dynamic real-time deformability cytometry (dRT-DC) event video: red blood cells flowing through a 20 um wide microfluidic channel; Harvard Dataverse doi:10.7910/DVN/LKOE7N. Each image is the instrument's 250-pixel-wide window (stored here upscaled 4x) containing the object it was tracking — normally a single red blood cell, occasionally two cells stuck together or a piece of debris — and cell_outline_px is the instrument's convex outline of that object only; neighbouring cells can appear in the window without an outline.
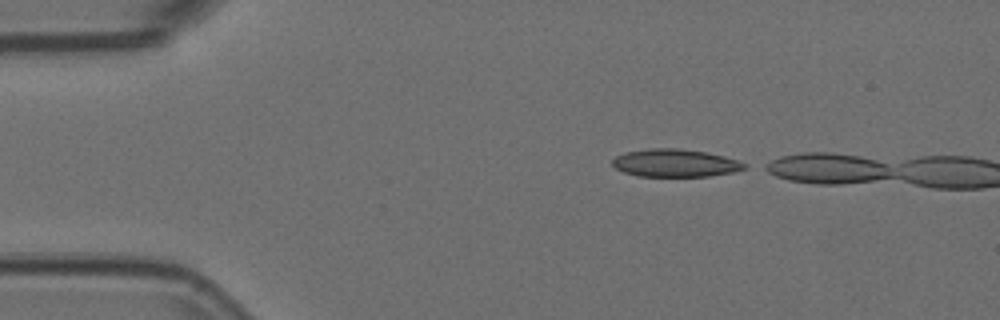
{"species": "Egyptian fruit bat (a non-hibernating species)", "species_latin": "Rousettus aegyptiacus", "temperature_condition": "room temperature", "stored_images_in_passage": 5, "camera_frame_rate_fps": 3000, "um_per_image_px": 0.085, "animal": {"sex": "female"}, "frame": {"image": 1, "passage_image": 1, "time_ms": 0.0, "image_size_px": [1000, 320], "cell_outline_px": [[748, 168], [732, 172], [708, 176], [636, 176], [624, 172], [616, 168], [612, 164], [612, 160], [616, 156], [624, 152], [648, 148], [680, 148], [704, 152], [724, 156], [748, 164]], "centroid_in_image_um": [57.37, 13.85], "position_along_channel_um": 27.6, "area_um2": 21.39}}